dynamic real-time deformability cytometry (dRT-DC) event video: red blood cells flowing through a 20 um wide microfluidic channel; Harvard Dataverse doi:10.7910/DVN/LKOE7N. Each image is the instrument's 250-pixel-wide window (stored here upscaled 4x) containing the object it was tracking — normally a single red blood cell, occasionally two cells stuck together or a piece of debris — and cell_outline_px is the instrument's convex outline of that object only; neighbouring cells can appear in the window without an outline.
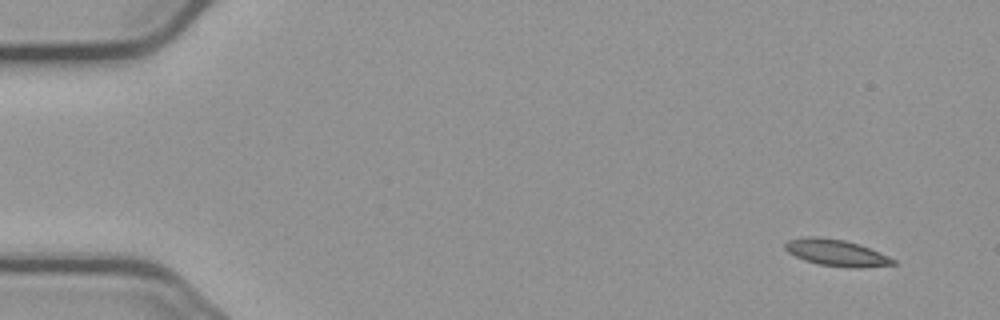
{"species": "common noctule bat (a hibernating species)", "species_latin": "Nyctalus noctula", "temperature_condition": "cold", "stored_images_in_passage": 53, "camera_frame_rate_fps": 3000, "um_per_image_px": 0.085, "animal": {"sex": "male", "body_mass_g": 23.1, "forearm_length_mm": 52.7}, "frame": {"image": 1, "passage_image": 1, "time_ms": 0.0, "image_size_px": [1000, 320], "cell_outline_px": [[896, 264], [860, 268], [852, 268], [820, 264], [804, 260], [788, 252], [784, 248], [784, 244], [788, 240], [804, 236], [816, 236], [844, 240], [868, 248], [888, 256], [896, 260]], "centroid_in_image_um": [71.06, 21.48], "position_along_channel_um": 13.9, "area_um2": 16.53}}
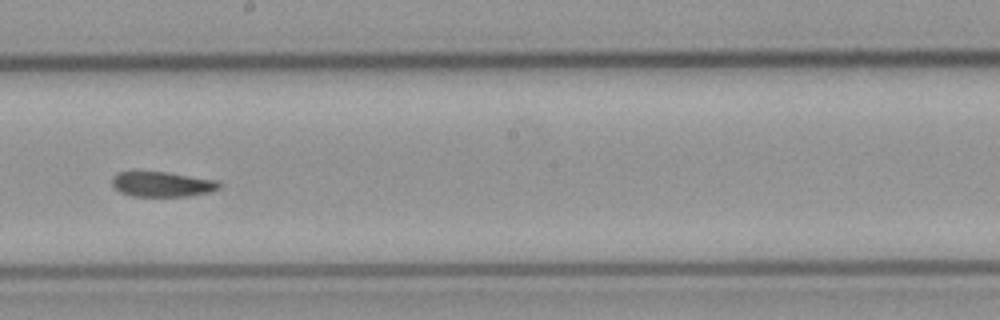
{"frame": {"image": 2, "passage_image": 29, "time_ms": 9.333, "image_size_px": [1000, 320], "cell_outline_px": [[220, 188], [212, 192], [188, 196], [132, 196], [120, 192], [112, 184], [112, 176], [120, 172], [164, 172], [216, 180], [220, 184]], "centroid_in_image_um": [13.79, 15.67], "position_along_channel_um": 234.4, "area_um2": 15.49}}
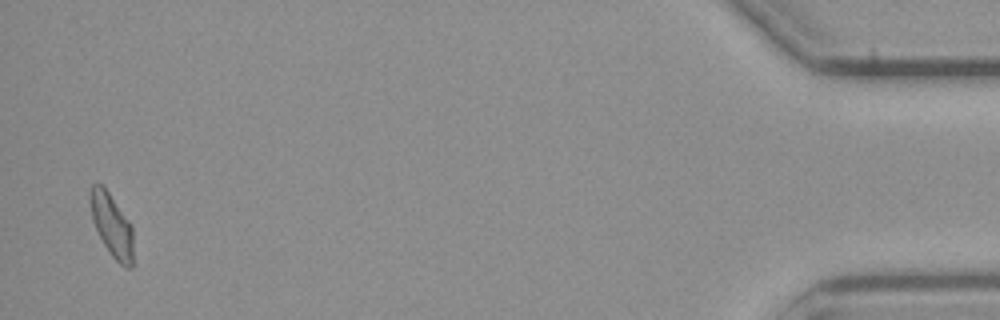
{"frame": {"image": 3, "passage_image": 52, "time_ms": 17.0, "image_size_px": [1000, 320], "cell_outline_px": [[132, 268], [124, 268], [112, 256], [104, 244], [92, 220], [88, 200], [88, 192], [92, 184], [100, 184], [108, 192], [132, 224]], "centroid_in_image_um": [9.48, 19.12], "position_along_channel_um": 425.7, "area_um2": 15.84}}